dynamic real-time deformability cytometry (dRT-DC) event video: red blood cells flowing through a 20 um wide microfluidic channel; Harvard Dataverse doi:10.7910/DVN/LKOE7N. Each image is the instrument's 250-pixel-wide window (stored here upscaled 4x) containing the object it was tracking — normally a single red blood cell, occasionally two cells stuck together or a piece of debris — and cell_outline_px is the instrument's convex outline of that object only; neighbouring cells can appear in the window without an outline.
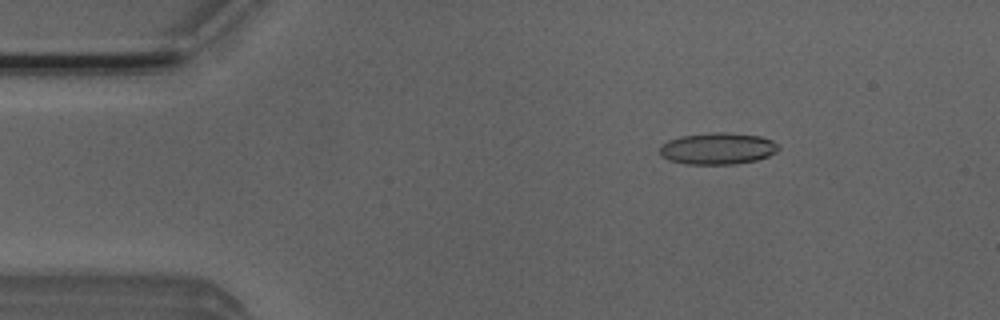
{"species": "Egyptian fruit bat (a non-hibernating species)", "species_latin": "Rousettus aegyptiacus", "temperature_condition": "room temperature", "stored_images_in_passage": 5, "camera_frame_rate_fps": 3000, "um_per_image_px": 0.085, "animal": {"sex": "male"}, "frame": {"image": 1, "passage_image": 3, "time_ms": 0.667, "image_size_px": [1000, 320], "cell_outline_px": [[780, 148], [776, 152], [768, 156], [756, 160], [736, 164], [684, 164], [668, 160], [660, 152], [660, 148], [668, 140], [680, 136], [716, 132], [724, 132], [760, 136], [772, 140]], "centroid_in_image_um": [61.02, 12.63], "position_along_channel_um": 24.0, "area_um2": 21.79}}